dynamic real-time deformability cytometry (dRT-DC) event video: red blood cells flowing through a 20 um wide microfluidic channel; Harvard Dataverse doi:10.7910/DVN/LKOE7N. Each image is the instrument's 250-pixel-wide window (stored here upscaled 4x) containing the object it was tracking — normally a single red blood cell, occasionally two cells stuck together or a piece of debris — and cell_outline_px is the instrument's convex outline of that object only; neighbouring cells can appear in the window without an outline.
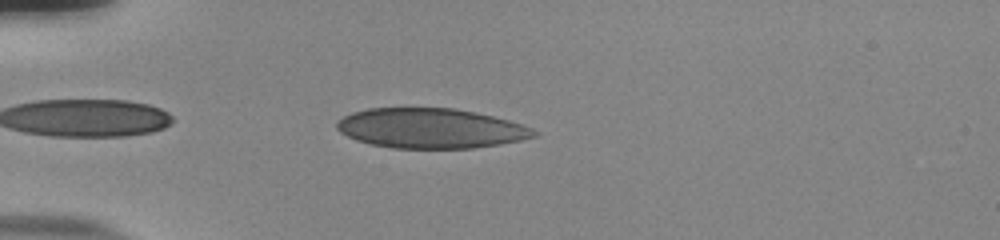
{"species": "human", "species_latin": "Homo sapiens", "temperature_condition": "room temperature", "stored_images_in_passage": 36, "camera_frame_rate_fps": 3000, "um_per_image_px": 0.085, "donor": {"sex": "male"}, "frame": {"image": 1, "passage_image": 4, "time_ms": 1.0, "image_size_px": [1000, 240], "cell_outline_px": [[536, 136], [520, 140], [500, 144], [472, 148], [392, 148], [372, 144], [356, 140], [340, 132], [336, 128], [336, 124], [344, 116], [352, 112], [368, 108], [452, 108], [476, 112], [508, 120], [532, 128], [536, 132]], "centroid_in_image_um": [36.59, 10.9], "position_along_channel_um": 48.4, "area_um2": 45.6}}
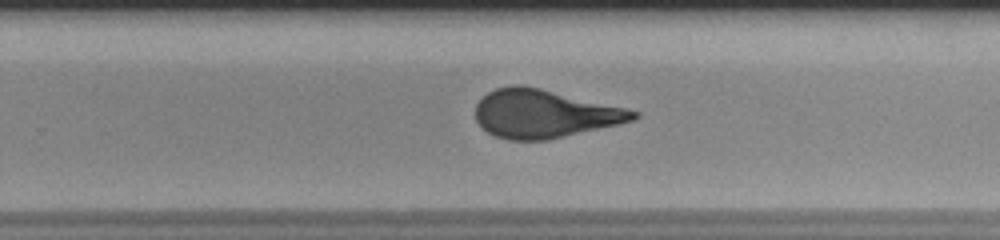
{"frame": {"image": 2, "passage_image": 24, "time_ms": 7.667, "image_size_px": [1000, 240], "cell_outline_px": [[640, 116], [632, 120], [616, 124], [548, 140], [508, 140], [496, 136], [488, 132], [476, 120], [476, 104], [488, 92], [496, 88], [512, 84], [520, 84], [540, 88], [624, 108], [640, 112]], "centroid_in_image_um": [46.22, 9.66], "position_along_channel_um": 283.6, "area_um2": 43.75}}
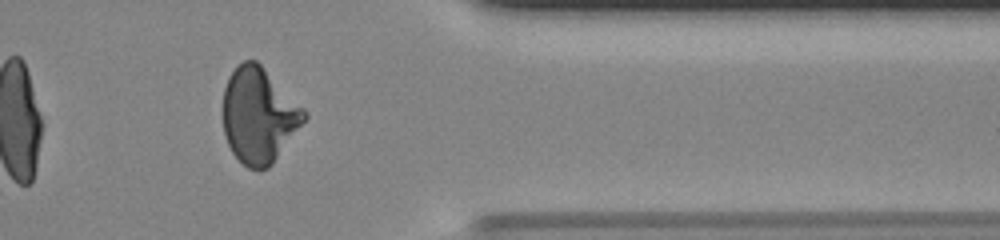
{"frame": {"image": 3, "passage_image": 33, "time_ms": 10.667, "image_size_px": [1000, 240], "cell_outline_px": [[308, 116], [272, 164], [268, 168], [248, 168], [232, 152], [224, 136], [224, 88], [228, 76], [244, 60], [256, 60], [304, 108]], "centroid_in_image_um": [22.0, 9.8], "position_along_channel_um": 389.4, "area_um2": 44.51}, "authors_computed_cell_mechanics": {"area_um2": 45.0262, "velocity_mm_per_s": 3.8927, "shape_relaxation_time_tau1_ms": 7.2889, "shape_relaxation_time_tau2_ms": null, "deformation_change_tau1": 0.2097, "deformation_change_tau2": null}}